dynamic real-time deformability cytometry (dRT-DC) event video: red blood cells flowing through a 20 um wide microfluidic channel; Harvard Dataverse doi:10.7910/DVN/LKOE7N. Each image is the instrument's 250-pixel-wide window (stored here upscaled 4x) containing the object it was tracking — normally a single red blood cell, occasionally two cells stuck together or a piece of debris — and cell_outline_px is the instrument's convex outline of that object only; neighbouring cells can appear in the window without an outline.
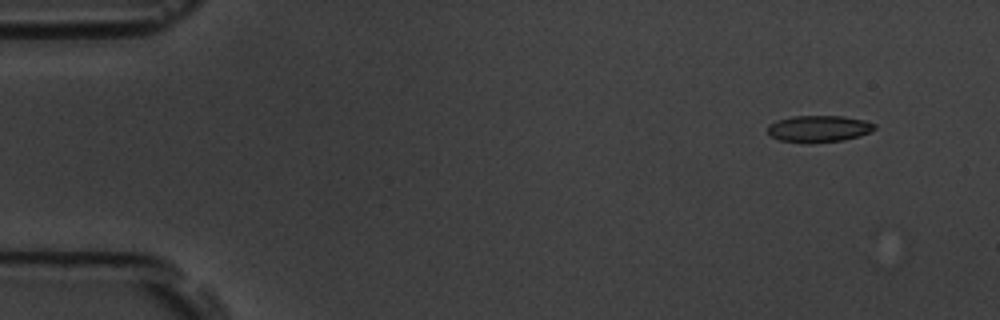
{"species": "common noctule bat (a hibernating species)", "species_latin": "Nyctalus noctula", "temperature_condition": "room temperature", "stored_images_in_passage": 6, "camera_frame_rate_fps": 3000, "um_per_image_px": 0.085, "animal": {"sex": "male", "body_mass_g": 19.5, "forearm_length_mm": 54.6}, "frame": {"image": 1, "passage_image": 2, "time_ms": 1.333, "image_size_px": [1000, 320], "cell_outline_px": [[876, 128], [872, 132], [860, 136], [844, 140], [780, 140], [772, 136], [768, 132], [768, 124], [776, 120], [792, 116], [844, 116], [864, 120], [876, 124]], "centroid_in_image_um": [69.66, 10.89], "position_along_channel_um": 15.3, "area_um2": 16.01}}